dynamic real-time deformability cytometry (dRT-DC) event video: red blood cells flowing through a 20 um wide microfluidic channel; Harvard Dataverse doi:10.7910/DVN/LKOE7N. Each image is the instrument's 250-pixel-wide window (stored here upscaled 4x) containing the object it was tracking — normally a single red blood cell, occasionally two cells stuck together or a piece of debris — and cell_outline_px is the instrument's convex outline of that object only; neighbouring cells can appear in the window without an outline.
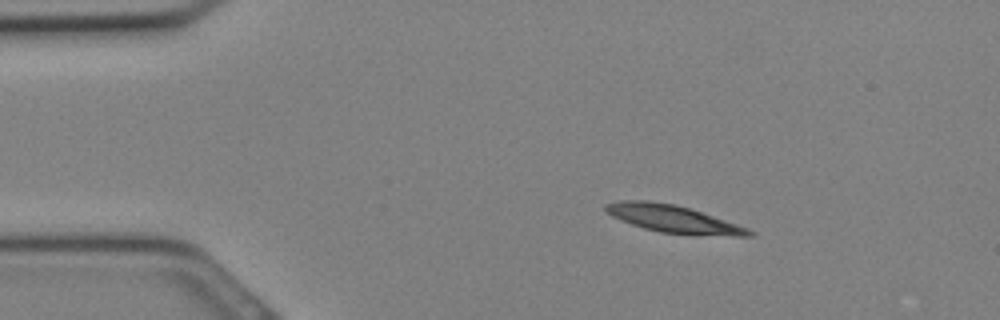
{"species": "Egyptian fruit bat (a non-hibernating species)", "species_latin": "Rousettus aegyptiacus", "temperature_condition": "cold", "stored_images_in_passage": 12, "camera_frame_rate_fps": 3000, "um_per_image_px": 0.085, "animal": {"sex": "female"}, "frame": {"image": 1, "passage_image": 4, "time_ms": 1.0, "image_size_px": [1000, 320], "cell_outline_px": [[756, 232], [752, 236], [736, 236], [660, 232], [644, 228], [632, 224], [612, 216], [604, 208], [604, 204], [620, 200], [644, 200], [672, 204], [688, 208], [748, 228]], "centroid_in_image_um": [57.19, 18.6], "position_along_channel_um": 27.8, "area_um2": 22.25}}
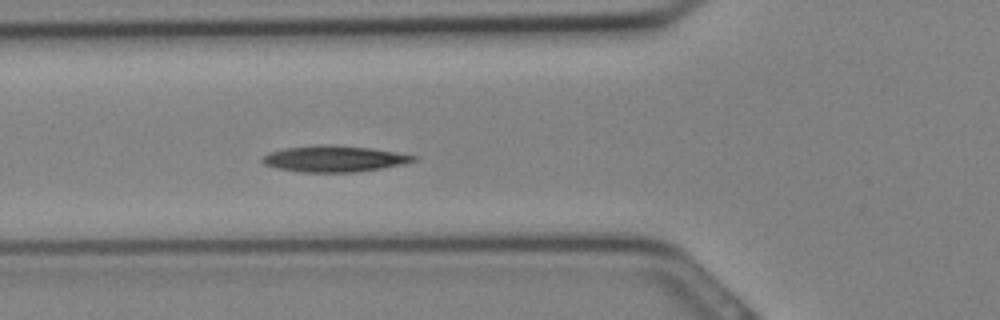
{"frame": {"image": 2, "passage_image": 10, "time_ms": 3.0, "image_size_px": [1000, 320], "cell_outline_px": [[416, 160], [400, 164], [380, 168], [356, 172], [300, 172], [276, 168], [264, 164], [260, 160], [268, 152], [284, 148], [316, 144], [328, 144], [372, 148], [396, 152], [416, 156]], "centroid_in_image_um": [28.33, 13.48], "position_along_channel_um": 97.5, "area_um2": 23.06}}
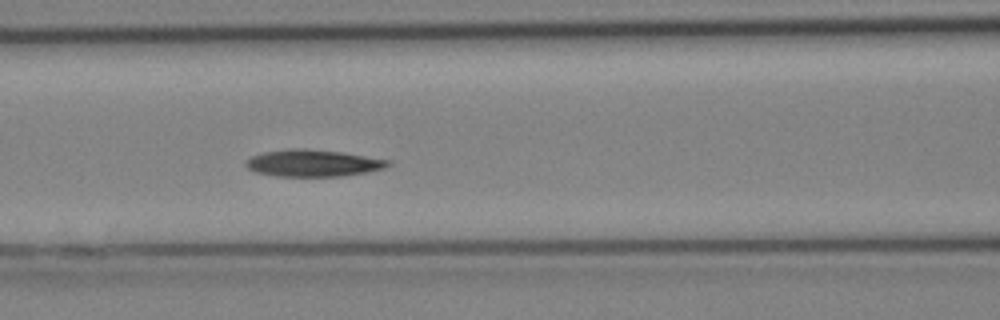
{"frame": {"image": 3, "passage_image": 12, "time_ms": 3.667, "image_size_px": [1000, 320], "cell_outline_px": [[392, 164], [384, 168], [368, 172], [344, 176], [276, 176], [256, 172], [248, 168], [244, 164], [244, 160], [252, 156], [264, 152], [288, 148], [308, 148], [344, 152], [392, 160]], "centroid_in_image_um": [26.64, 13.85], "position_along_channel_um": 140.0, "area_um2": 22.66}}